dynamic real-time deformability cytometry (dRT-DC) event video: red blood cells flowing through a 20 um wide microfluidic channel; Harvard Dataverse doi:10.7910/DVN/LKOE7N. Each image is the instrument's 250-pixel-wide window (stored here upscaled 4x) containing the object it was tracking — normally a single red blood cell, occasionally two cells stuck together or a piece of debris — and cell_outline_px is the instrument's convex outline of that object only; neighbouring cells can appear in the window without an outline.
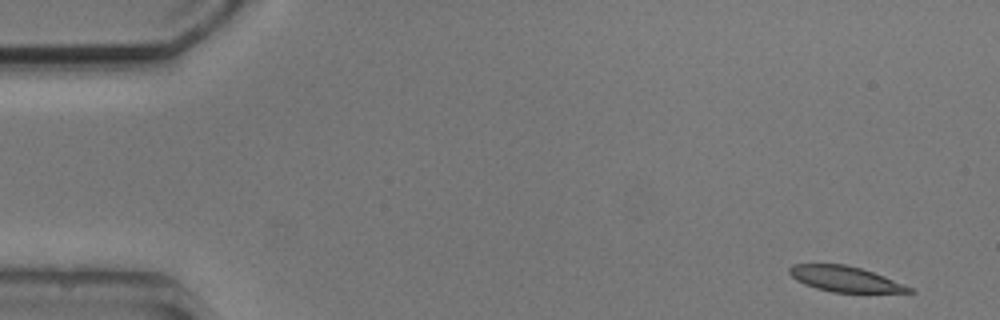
{"species": "common noctule bat (a hibernating species)", "species_latin": "Nyctalus noctula", "temperature_condition": "cold", "stored_images_in_passage": 4, "camera_frame_rate_fps": 3000, "um_per_image_px": 0.085, "animal": {"sex": "male", "body_mass_g": 20.5, "forearm_length_mm": 52.5}, "frame": {"image": 1, "passage_image": 1, "time_ms": 0.0, "image_size_px": [1000, 320], "cell_outline_px": [[916, 292], [832, 292], [816, 288], [804, 284], [796, 280], [788, 272], [788, 268], [792, 264], [844, 264], [860, 268], [884, 276], [912, 288]], "centroid_in_image_um": [71.78, 23.71], "position_along_channel_um": 13.2, "area_um2": 17.57}}